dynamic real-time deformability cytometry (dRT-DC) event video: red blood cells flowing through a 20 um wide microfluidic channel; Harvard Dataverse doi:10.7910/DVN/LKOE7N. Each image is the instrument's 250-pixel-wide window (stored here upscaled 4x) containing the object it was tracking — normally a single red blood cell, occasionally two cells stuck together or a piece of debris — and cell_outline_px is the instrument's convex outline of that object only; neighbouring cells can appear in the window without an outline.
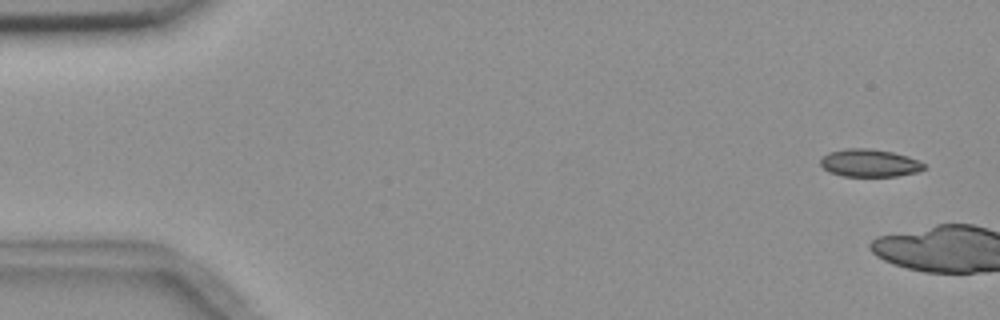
{"species": "common noctule bat (a hibernating species)", "species_latin": "Nyctalus noctula", "temperature_condition": "room temperature", "stored_images_in_passage": 2, "camera_frame_rate_fps": 3000, "um_per_image_px": 0.085, "animal": {"sex": "female", "body_mass_g": 18.4}, "frame": {"image": 1, "passage_image": 1, "time_ms": 0.0, "image_size_px": [1000, 320], "cell_outline_px": [[924, 168], [916, 172], [896, 176], [844, 176], [828, 172], [820, 164], [820, 160], [828, 152], [848, 148], [872, 148], [892, 152], [908, 156], [924, 164]], "centroid_in_image_um": [73.87, 13.85], "position_along_channel_um": 11.1, "area_um2": 16.59}}